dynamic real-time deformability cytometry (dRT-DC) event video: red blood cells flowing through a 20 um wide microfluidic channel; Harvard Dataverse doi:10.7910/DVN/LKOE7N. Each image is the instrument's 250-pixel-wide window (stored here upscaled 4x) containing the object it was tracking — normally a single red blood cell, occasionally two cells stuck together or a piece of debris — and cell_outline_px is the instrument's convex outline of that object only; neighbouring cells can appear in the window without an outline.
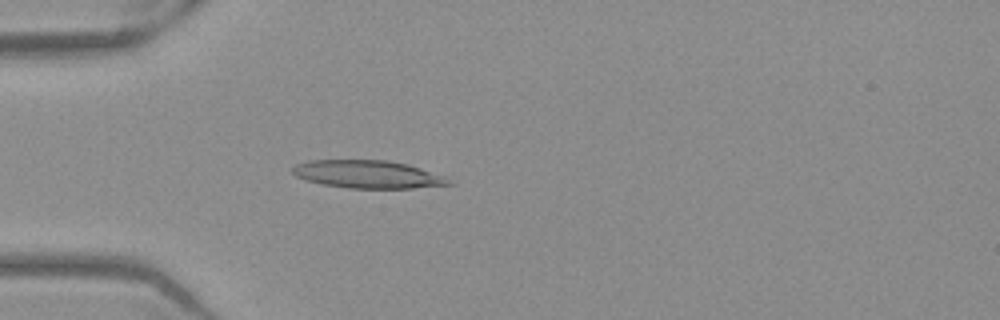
{"species": "Egyptian fruit bat (a non-hibernating species)", "species_latin": "Rousettus aegyptiacus", "temperature_condition": "warm", "stored_images_in_passage": 46, "camera_frame_rate_fps": 3000, "um_per_image_px": 0.085, "frame": {"image": 1, "passage_image": 10, "time_ms": 3.0, "image_size_px": [1000, 320], "cell_outline_px": [[456, 184], [412, 188], [348, 188], [320, 184], [304, 180], [296, 176], [292, 172], [292, 168], [296, 164], [308, 160], [388, 160], [408, 164], [448, 176]], "centroid_in_image_um": [31.31, 14.82], "position_along_channel_um": 53.7, "area_um2": 25.78}}
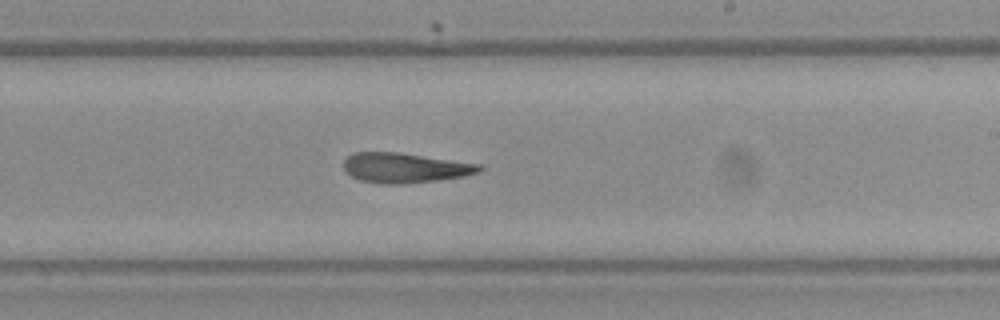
{"frame": {"image": 2, "passage_image": 26, "time_ms": 8.333, "image_size_px": [1000, 320], "cell_outline_px": [[484, 168], [480, 172], [464, 176], [436, 180], [400, 184], [380, 184], [360, 180], [344, 172], [344, 160], [352, 152], [396, 152], [484, 164]], "centroid_in_image_um": [34.43, 14.26], "position_along_channel_um": 254.6, "area_um2": 23.81}}
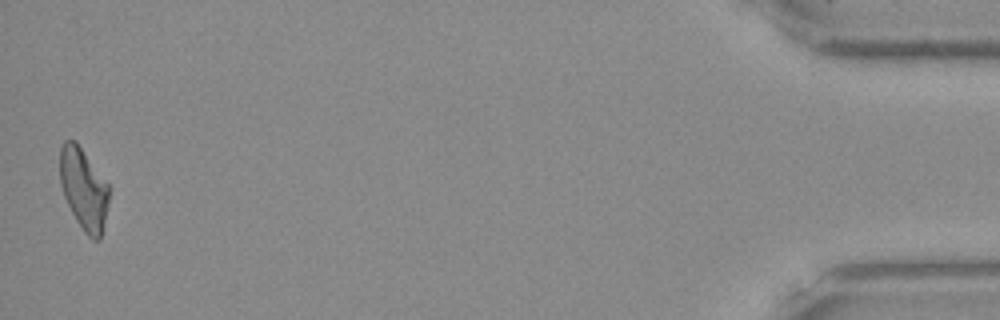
{"frame": {"image": 3, "passage_image": 46, "time_ms": 15.0, "image_size_px": [1000, 320], "cell_outline_px": [[112, 188], [100, 240], [92, 240], [84, 232], [76, 220], [64, 196], [60, 184], [60, 148], [64, 140], [76, 140]], "centroid_in_image_um": [7.14, 16.04], "position_along_channel_um": 428.1, "area_um2": 23.7}, "authors_computed_cell_mechanics": {"area_um2": 24.3049, "velocity_mm_per_s": 3.9387, "shape_relaxation_time_tau1_ms": null, "shape_relaxation_time_tau2_ms": 10.3484, "deformation_change_tau1": null, "deformation_change_tau2": 0.2759}}